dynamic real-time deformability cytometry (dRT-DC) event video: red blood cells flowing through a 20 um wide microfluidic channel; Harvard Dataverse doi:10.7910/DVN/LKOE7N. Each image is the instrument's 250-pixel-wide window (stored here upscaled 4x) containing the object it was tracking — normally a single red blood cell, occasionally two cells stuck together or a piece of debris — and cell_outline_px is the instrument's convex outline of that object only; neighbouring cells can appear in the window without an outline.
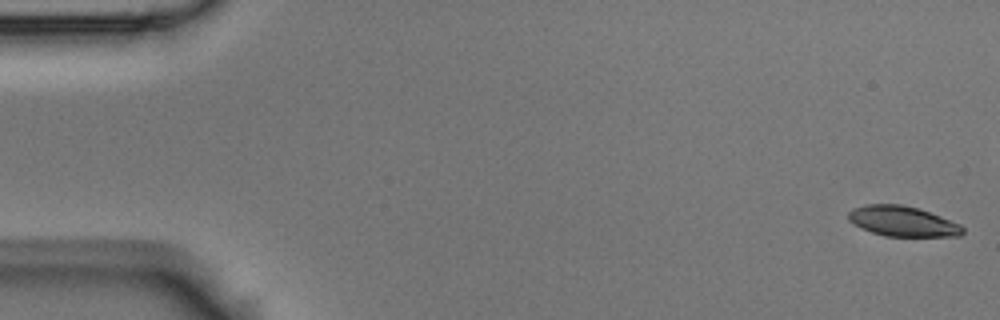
{"species": "Egyptian fruit bat (a non-hibernating species)", "species_latin": "Rousettus aegyptiacus", "temperature_condition": "room temperature", "stored_images_in_passage": 5, "camera_frame_rate_fps": 3000, "um_per_image_px": 0.085, "animal": {"sex": "male"}, "frame": {"image": 1, "passage_image": 1, "time_ms": 0.0, "image_size_px": [1000, 320], "cell_outline_px": [[964, 232], [960, 236], [884, 236], [860, 228], [852, 224], [848, 220], [848, 212], [852, 208], [864, 204], [900, 204], [916, 208], [940, 216], [960, 224], [964, 228]], "centroid_in_image_um": [76.67, 18.81], "position_along_channel_um": 8.3, "area_um2": 20.17}}